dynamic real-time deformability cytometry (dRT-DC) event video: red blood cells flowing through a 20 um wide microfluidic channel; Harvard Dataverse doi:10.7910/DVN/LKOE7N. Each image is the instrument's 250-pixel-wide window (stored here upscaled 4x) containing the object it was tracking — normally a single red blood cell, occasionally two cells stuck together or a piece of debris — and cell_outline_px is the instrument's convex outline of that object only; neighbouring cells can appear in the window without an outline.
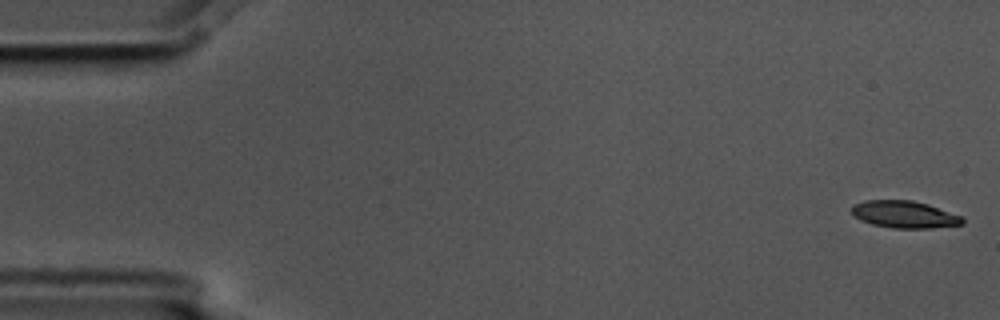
{"species": "common noctule bat (a hibernating species)", "species_latin": "Nyctalus noctula", "temperature_condition": "cold", "stored_images_in_passage": 5, "camera_frame_rate_fps": 3000, "um_per_image_px": 0.085, "animal": {"sex": "male", "body_mass_g": 17.5, "forearm_length_mm": 52.3}, "frame": {"image": 1, "passage_image": 1, "time_ms": 0.0, "image_size_px": [1000, 320], "cell_outline_px": [[964, 224], [932, 228], [892, 228], [872, 224], [860, 220], [852, 216], [852, 204], [864, 200], [912, 200], [928, 204], [964, 216]], "centroid_in_image_um": [76.88, 18.22], "position_along_channel_um": 8.1, "area_um2": 17.8}}
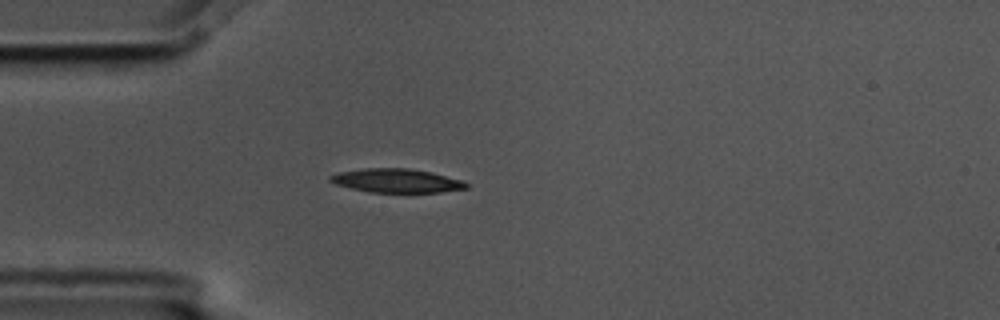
{"frame": {"image": 2, "passage_image": 5, "time_ms": 1.333, "image_size_px": [1000, 320], "cell_outline_px": [[468, 188], [440, 192], [368, 192], [336, 184], [328, 180], [328, 176], [340, 172], [364, 168], [408, 168], [432, 172], [464, 180], [468, 184]], "centroid_in_image_um": [33.73, 15.35], "position_along_channel_um": 51.3, "area_um2": 18.9}}